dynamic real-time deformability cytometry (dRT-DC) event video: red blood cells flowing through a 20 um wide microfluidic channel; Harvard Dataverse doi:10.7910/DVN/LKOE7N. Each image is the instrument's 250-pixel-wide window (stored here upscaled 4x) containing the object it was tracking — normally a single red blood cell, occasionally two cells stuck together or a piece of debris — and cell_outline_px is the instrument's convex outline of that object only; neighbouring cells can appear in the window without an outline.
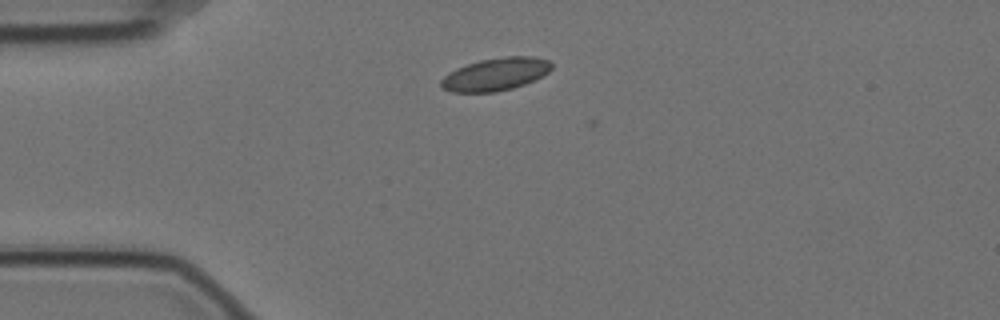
{"species": "Egyptian fruit bat (a non-hibernating species)", "species_latin": "Rousettus aegyptiacus", "temperature_condition": "cold", "stored_images_in_passage": 6, "camera_frame_rate_fps": 3000, "um_per_image_px": 0.085, "animal": {"sex": "female"}, "frame": {"image": 1, "passage_image": 2, "time_ms": 0.333, "image_size_px": [1000, 320], "cell_outline_px": [[552, 68], [548, 72], [524, 84], [512, 88], [496, 92], [452, 92], [444, 88], [440, 84], [440, 80], [448, 72], [456, 68], [480, 60], [504, 56], [532, 56], [548, 60], [552, 64]], "centroid_in_image_um": [42.1, 6.3], "position_along_channel_um": 42.9, "area_um2": 20.92}}